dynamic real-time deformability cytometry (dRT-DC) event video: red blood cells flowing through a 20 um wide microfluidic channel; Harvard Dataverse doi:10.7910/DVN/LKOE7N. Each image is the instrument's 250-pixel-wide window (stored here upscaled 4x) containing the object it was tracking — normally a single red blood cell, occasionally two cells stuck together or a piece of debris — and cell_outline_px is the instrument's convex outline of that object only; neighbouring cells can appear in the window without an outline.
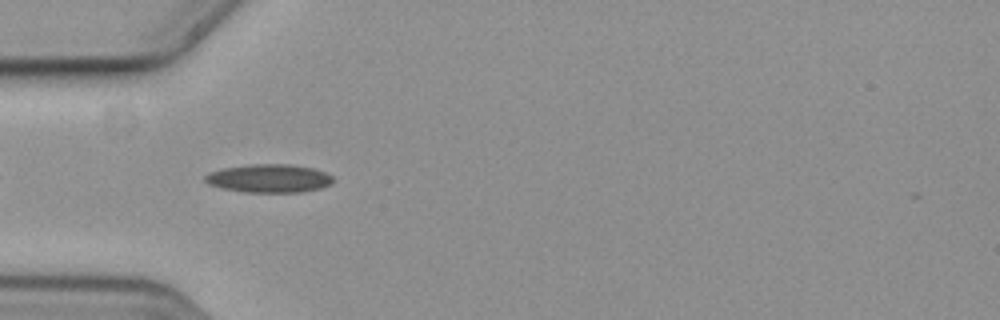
{"species": "common noctule bat (a hibernating species)", "species_latin": "Nyctalus noctula", "temperature_condition": "cold", "stored_images_in_passage": 42, "camera_frame_rate_fps": 3000, "um_per_image_px": 0.085, "animal": {"sex": "female", "body_mass_g": 19.3, "forearm_length_mm": 54.1}, "frame": {"image": 1, "passage_image": 3, "time_ms": 0.667, "image_size_px": [1000, 320], "cell_outline_px": [[332, 184], [320, 188], [304, 192], [244, 192], [220, 188], [208, 184], [204, 180], [204, 176], [208, 172], [224, 168], [252, 164], [288, 164], [312, 168], [324, 172], [332, 176]], "centroid_in_image_um": [22.84, 15.17], "position_along_channel_um": 62.2, "area_um2": 21.15}}
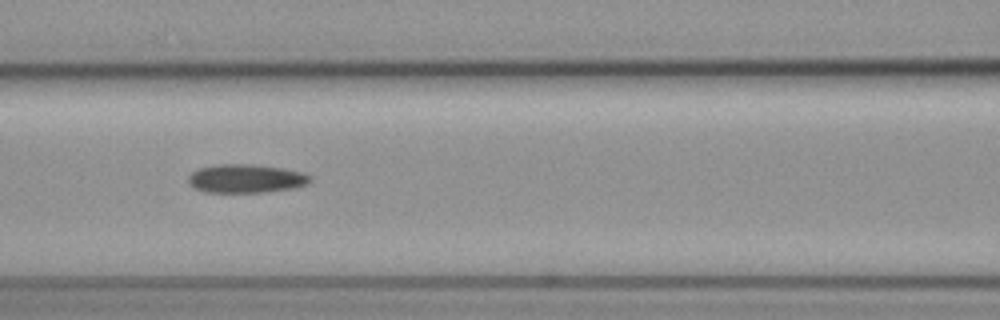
{"frame": {"image": 2, "passage_image": 10, "time_ms": 3.0, "image_size_px": [1000, 320], "cell_outline_px": [[312, 180], [308, 184], [292, 188], [264, 192], [208, 192], [196, 188], [188, 180], [188, 176], [192, 172], [200, 168], [220, 164], [252, 164], [284, 168], [300, 172], [312, 176]], "centroid_in_image_um": [20.95, 15.17], "position_along_channel_um": 145.6, "area_um2": 20.11}}
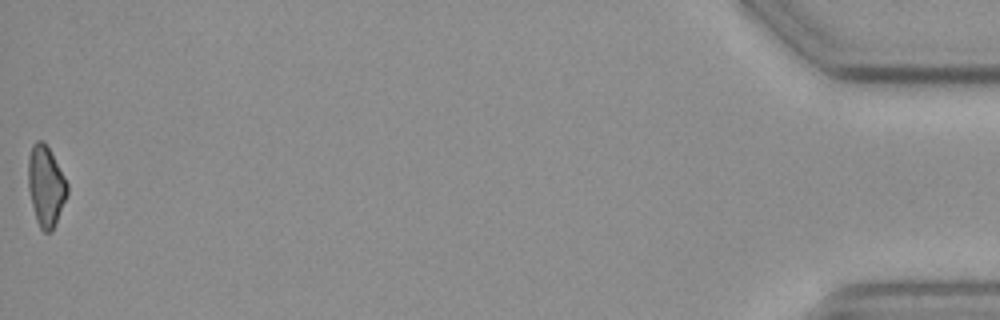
{"frame": {"image": 3, "passage_image": 42, "time_ms": 13.667, "image_size_px": [1000, 320], "cell_outline_px": [[68, 192], [56, 224], [52, 232], [44, 232], [40, 228], [36, 220], [28, 188], [28, 156], [32, 144], [36, 140], [44, 140], [68, 184]], "centroid_in_image_um": [3.88, 15.81], "position_along_channel_um": 431.3, "area_um2": 18.32}}